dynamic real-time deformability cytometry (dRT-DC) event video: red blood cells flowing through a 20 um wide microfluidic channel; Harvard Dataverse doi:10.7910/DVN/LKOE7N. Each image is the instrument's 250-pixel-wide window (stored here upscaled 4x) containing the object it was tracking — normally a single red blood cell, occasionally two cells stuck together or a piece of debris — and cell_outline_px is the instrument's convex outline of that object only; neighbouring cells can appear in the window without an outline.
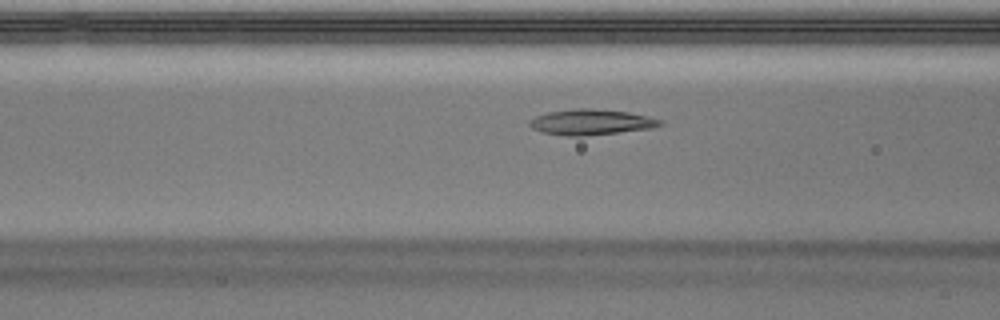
{"species": "Egyptian fruit bat (a non-hibernating species)", "species_latin": "Rousettus aegyptiacus", "temperature_condition": "warm", "stored_images_in_passage": 46, "camera_frame_rate_fps": 3000, "um_per_image_px": 0.085, "animal": {"sex": "male"}, "frame": {"image": 1, "passage_image": 20, "time_ms": 6.333, "image_size_px": [1000, 320], "cell_outline_px": [[664, 124], [652, 128], [580, 136], [564, 136], [544, 132], [532, 128], [528, 124], [528, 120], [536, 116], [548, 112], [572, 108], [592, 108], [628, 112], [648, 116], [664, 120]], "centroid_in_image_um": [50.24, 10.36], "position_along_channel_um": 116.4, "area_um2": 19.48}}
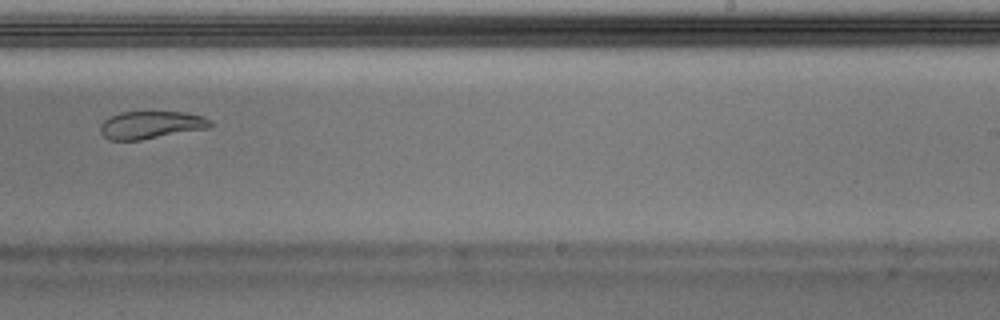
{"frame": {"image": 2, "passage_image": 32, "time_ms": 10.333, "image_size_px": [1000, 320], "cell_outline_px": [[216, 124], [212, 128], [140, 140], [108, 140], [100, 132], [100, 124], [108, 116], [120, 112], [184, 112], [200, 116], [212, 120]], "centroid_in_image_um": [12.86, 10.62], "position_along_channel_um": 276.1, "area_um2": 18.03}}
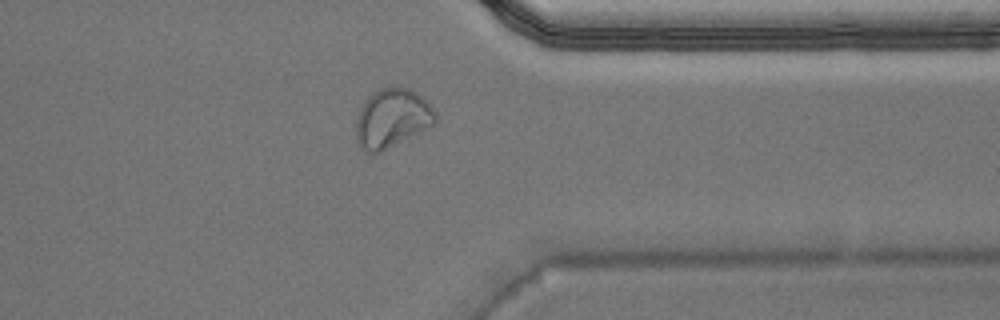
{"frame": {"image": 3, "passage_image": 40, "time_ms": 13.0, "image_size_px": [1000, 320], "cell_outline_px": [[436, 120], [432, 124], [380, 152], [372, 156], [356, 140], [356, 116], [360, 104], [372, 92], [380, 88], [396, 84], [400, 84], [416, 92], [436, 112]], "centroid_in_image_um": [33.25, 9.99], "position_along_channel_um": 378.1, "area_um2": 27.22}}